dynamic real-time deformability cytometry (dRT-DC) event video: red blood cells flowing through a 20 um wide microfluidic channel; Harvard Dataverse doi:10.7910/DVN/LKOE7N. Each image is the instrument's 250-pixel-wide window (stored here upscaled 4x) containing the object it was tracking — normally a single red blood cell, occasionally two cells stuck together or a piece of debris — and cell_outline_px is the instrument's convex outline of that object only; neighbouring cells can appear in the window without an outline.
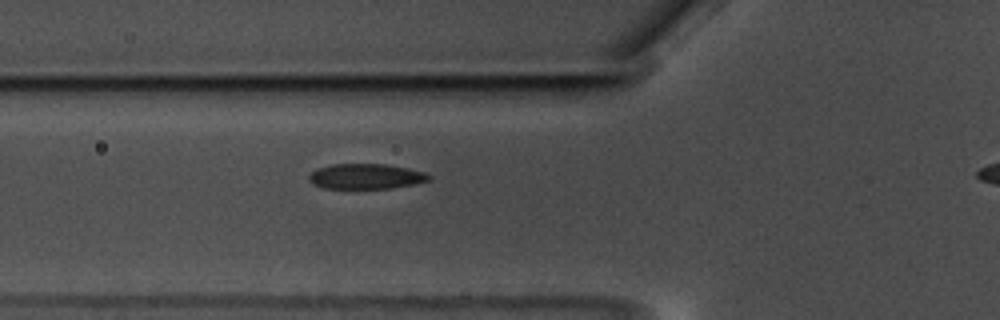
{"species": "common noctule bat (a hibernating species)", "species_latin": "Nyctalus noctula", "temperature_condition": "warm", "stored_images_in_passage": 44, "camera_frame_rate_fps": 3000, "um_per_image_px": 0.085, "animal": {"sex": "male", "body_mass_g": 17.5, "forearm_length_mm": 52.3}, "frame": {"image": 1, "passage_image": 13, "time_ms": 4.0, "image_size_px": [1000, 320], "cell_outline_px": [[432, 176], [428, 180], [412, 184], [392, 188], [324, 188], [312, 184], [308, 180], [308, 176], [316, 168], [332, 164], [384, 164], [408, 168], [424, 172]], "centroid_in_image_um": [31.06, 14.99], "position_along_channel_um": 94.7, "area_um2": 17.57}}
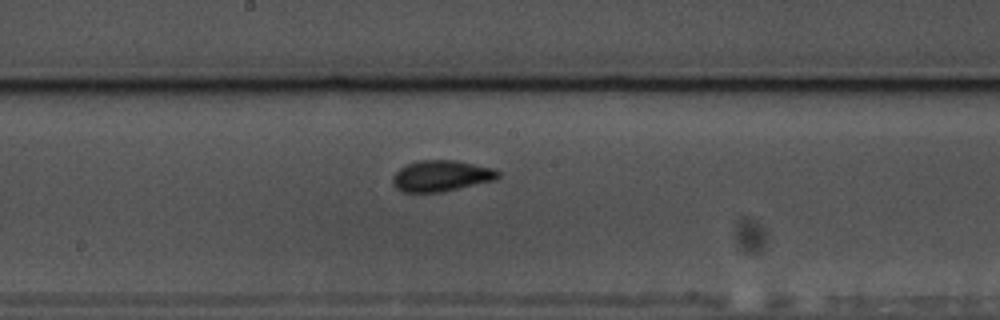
{"frame": {"image": 2, "passage_image": 23, "time_ms": 7.333, "image_size_px": [1000, 320], "cell_outline_px": [[500, 176], [496, 180], [444, 192], [400, 192], [392, 184], [392, 176], [400, 168], [416, 160], [456, 160], [496, 168], [500, 172]], "centroid_in_image_um": [37.53, 14.95], "position_along_channel_um": 210.7, "area_um2": 19.48}}
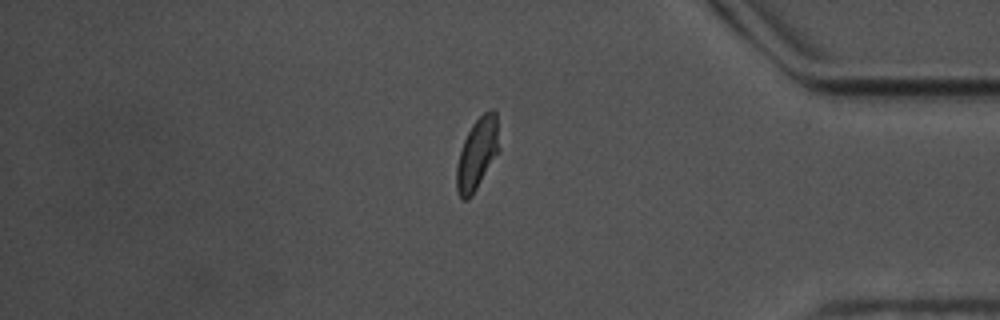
{"frame": {"image": 3, "passage_image": 41, "time_ms": 13.333, "image_size_px": [1000, 320], "cell_outline_px": [[500, 152], [472, 196], [468, 200], [460, 200], [456, 188], [456, 164], [464, 140], [472, 124], [484, 112], [492, 108], [496, 112], [500, 148]], "centroid_in_image_um": [40.58, 13.1], "position_along_channel_um": 394.6, "area_um2": 18.15}}